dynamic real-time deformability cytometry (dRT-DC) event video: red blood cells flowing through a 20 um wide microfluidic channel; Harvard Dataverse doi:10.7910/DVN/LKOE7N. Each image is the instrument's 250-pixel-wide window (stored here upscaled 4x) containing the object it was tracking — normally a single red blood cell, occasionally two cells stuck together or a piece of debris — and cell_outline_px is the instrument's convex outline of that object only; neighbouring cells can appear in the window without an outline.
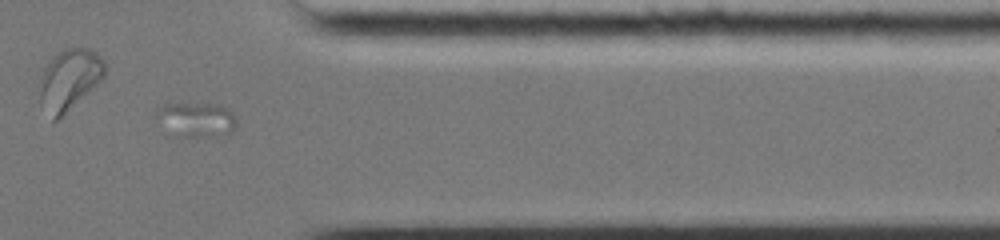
{"species": "common noctule bat (a hibernating species)", "species_latin": "Nyctalus noctula", "temperature_condition": "cold", "stored_images_in_passage": 72, "camera_frame_rate_fps": 3000, "um_per_image_px": 0.085, "animal": {"sex": "female", "body_mass_g": 19.0, "forearm_length_mm": 51.5}, "frame": {"image": 1, "passage_image": 62, "time_ms": 13.667, "image_size_px": [1000, 240], "cell_outline_px": [[236, 128], [232, 132], [200, 136], [176, 136], [160, 116], [156, 108], [156, 104], [220, 104], [228, 108], [232, 112], [236, 120]], "centroid_in_image_um": [16.78, 10.12], "position_along_channel_um": 394.6, "area_um2": 15.37}}
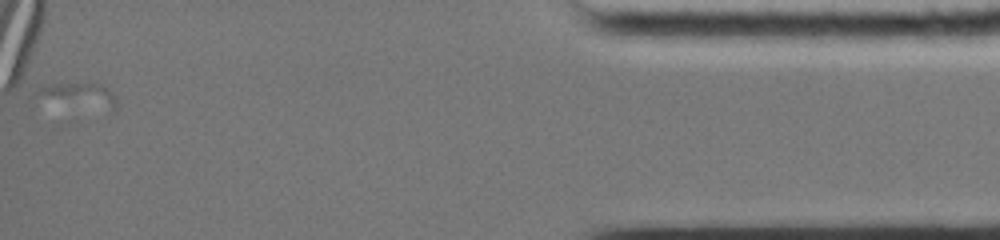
{"frame": {"image": 2, "passage_image": 72, "time_ms": 16.333, "image_size_px": [1000, 240], "cell_outline_px": [[116, 108], [112, 112], [36, 96], [36, 92], [40, 88], [52, 84], [100, 84], [112, 92], [116, 100]], "centroid_in_image_um": [6.86, 8.11], "position_along_channel_um": 428.3, "area_um2": 10.69}}